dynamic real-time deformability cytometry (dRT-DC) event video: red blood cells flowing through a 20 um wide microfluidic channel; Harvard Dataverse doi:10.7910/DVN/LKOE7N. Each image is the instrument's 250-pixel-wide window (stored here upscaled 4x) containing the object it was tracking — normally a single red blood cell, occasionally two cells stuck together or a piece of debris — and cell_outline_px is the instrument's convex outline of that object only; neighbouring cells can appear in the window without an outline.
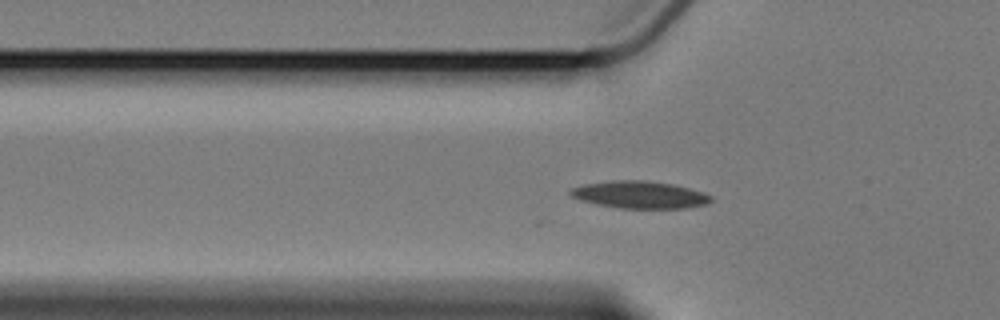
{"species": "Egyptian fruit bat (a non-hibernating species)", "species_latin": "Rousettus aegyptiacus", "temperature_condition": "cold", "stored_images_in_passage": 12, "camera_frame_rate_fps": 3000, "um_per_image_px": 0.085, "animal": {"sex": "female"}, "frame": {"image": 1, "passage_image": 2, "time_ms": 4.667, "image_size_px": [1000, 320], "cell_outline_px": [[712, 200], [708, 204], [684, 208], [616, 208], [596, 204], [580, 200], [572, 196], [568, 192], [572, 188], [584, 184], [616, 180], [644, 180], [672, 184], [704, 192], [712, 196]], "centroid_in_image_um": [54.38, 16.56], "position_along_channel_um": 71.4, "area_um2": 22.31}}
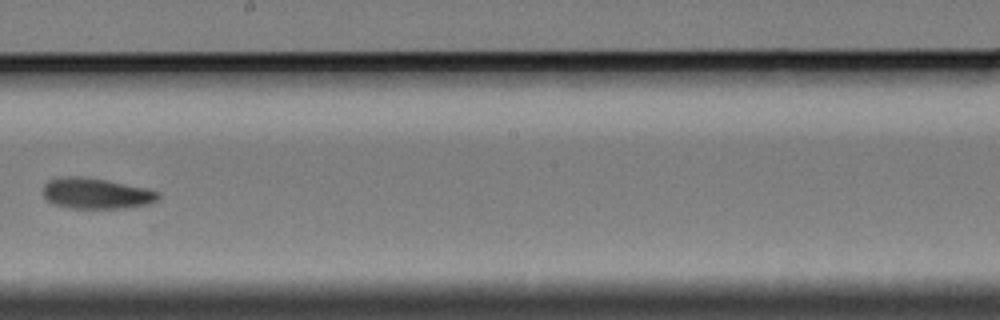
{"frame": {"image": 2, "passage_image": 6, "time_ms": 9.667, "image_size_px": [1000, 320], "cell_outline_px": [[160, 196], [156, 200], [148, 204], [124, 208], [68, 208], [52, 204], [44, 196], [44, 184], [48, 180], [64, 176], [80, 176], [104, 180], [144, 188], [160, 192]], "centroid_in_image_um": [8.14, 16.45], "position_along_channel_um": 240.1, "area_um2": 20.46}}
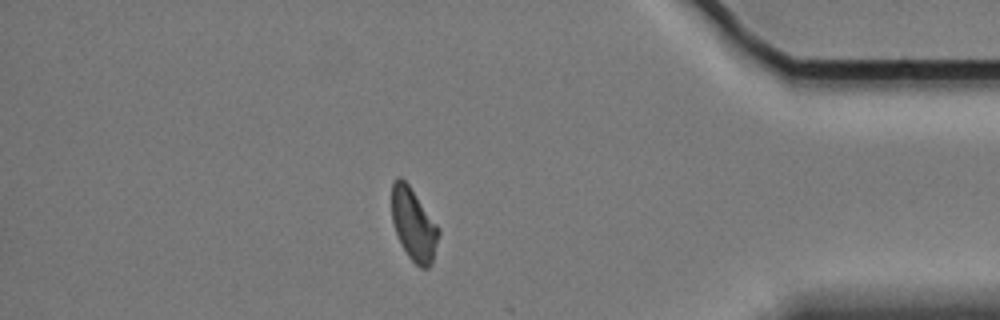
{"frame": {"image": 3, "passage_image": 11, "time_ms": 15.333, "image_size_px": [1000, 320], "cell_outline_px": [[440, 232], [432, 264], [428, 268], [420, 268], [408, 256], [396, 232], [392, 220], [392, 184], [396, 176], [400, 176], [408, 184], [440, 228]], "centroid_in_image_um": [35.18, 19.08], "position_along_channel_um": 400.0, "area_um2": 19.59}, "authors_computed_cell_mechanics": {"area_um2": 20.4901, "velocity_mm_per_s": 3.3707, "shape_relaxation_time_tau1_ms": 4.8629, "shape_relaxation_time_tau2_ms": 8.3982, "deformation_change_tau1": 0.093, "deformation_change_tau2": 0.1296}}